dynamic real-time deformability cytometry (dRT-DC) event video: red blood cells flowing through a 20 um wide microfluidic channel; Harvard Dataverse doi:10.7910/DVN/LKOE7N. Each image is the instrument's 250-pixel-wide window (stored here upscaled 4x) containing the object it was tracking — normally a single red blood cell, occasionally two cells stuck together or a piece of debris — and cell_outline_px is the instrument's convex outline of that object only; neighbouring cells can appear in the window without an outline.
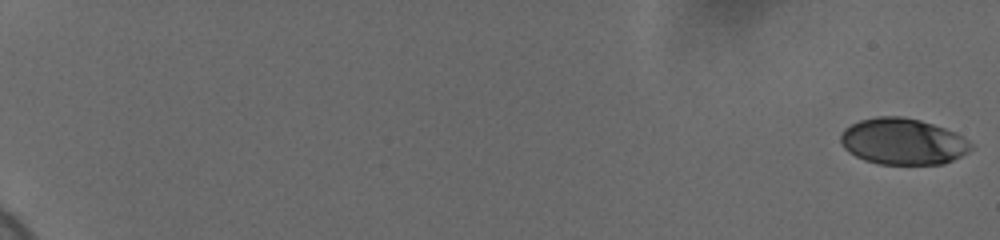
{"species": "human", "species_latin": "Homo sapiens", "temperature_condition": "cold", "stored_images_in_passage": 59, "camera_frame_rate_fps": 3000, "um_per_image_px": 0.085, "donor": {"sex": "female"}, "frame": {"image": 1, "passage_image": 1, "time_ms": 0.0, "image_size_px": [1000, 240], "cell_outline_px": [[972, 148], [968, 152], [944, 164], [880, 164], [864, 160], [848, 152], [844, 148], [840, 140], [840, 132], [844, 128], [860, 120], [876, 116], [900, 116], [920, 120], [956, 132], [968, 140], [972, 144]], "centroid_in_image_um": [76.72, 12.02], "position_along_channel_um": 8.3, "area_um2": 35.26}}
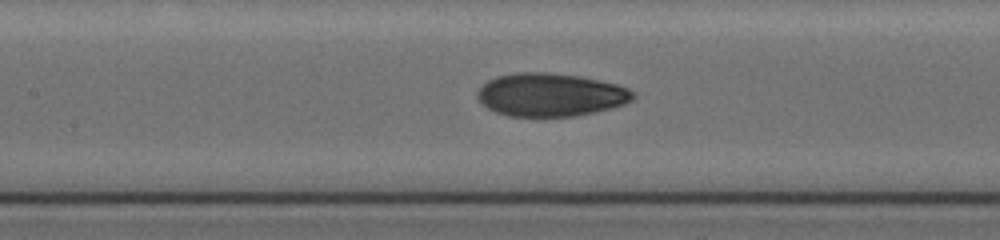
{"frame": {"image": 2, "passage_image": 32, "time_ms": 10.333, "image_size_px": [1000, 240], "cell_outline_px": [[636, 96], [632, 100], [624, 104], [576, 116], [508, 116], [496, 112], [488, 108], [476, 96], [476, 92], [488, 80], [496, 76], [516, 72], [548, 72], [580, 76], [600, 80], [616, 84], [628, 88], [636, 92]], "centroid_in_image_um": [46.8, 8.04], "position_along_channel_um": 160.6, "area_um2": 39.13}}
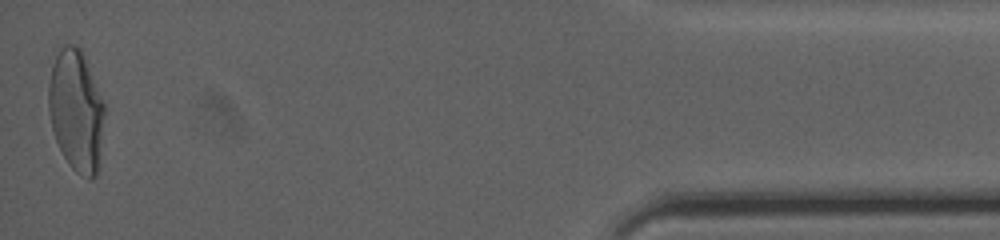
{"frame": {"image": 3, "passage_image": 59, "time_ms": 19.333, "image_size_px": [1000, 240], "cell_outline_px": [[104, 112], [96, 176], [92, 180], [88, 180], [80, 176], [68, 164], [56, 140], [52, 128], [48, 108], [48, 84], [52, 64], [60, 48], [64, 44], [76, 44], [80, 48], [104, 104]], "centroid_in_image_um": [6.44, 9.41], "position_along_channel_um": 428.8, "area_um2": 39.13}, "authors_computed_cell_mechanics": {"area_um2": 37.4544, "velocity_mm_per_s": 3.7015, "shape_relaxation_time_tau1_ms": 4.4623, "shape_relaxation_time_tau2_ms": 1.1184, "deformation_change_tau1": 0.1623, "deformation_change_tau2": 0.0529}}